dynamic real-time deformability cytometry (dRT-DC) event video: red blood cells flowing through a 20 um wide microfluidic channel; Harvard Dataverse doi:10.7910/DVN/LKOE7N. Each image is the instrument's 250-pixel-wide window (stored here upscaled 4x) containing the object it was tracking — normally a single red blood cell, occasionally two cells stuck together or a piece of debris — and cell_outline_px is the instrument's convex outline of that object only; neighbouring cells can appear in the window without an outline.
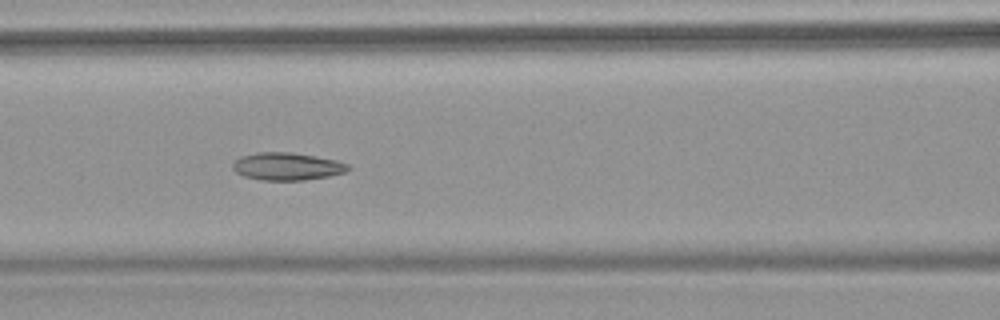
{"species": "common noctule bat (a hibernating species)", "species_latin": "Nyctalus noctula", "temperature_condition": "warm", "stored_images_in_passage": 7, "camera_frame_rate_fps": 3000, "um_per_image_px": 0.085, "animal": {"sex": "female", "body_mass_g": 18.4}, "frame": {"image": 1, "passage_image": 6, "time_ms": 5.667, "image_size_px": [1000, 320], "cell_outline_px": [[352, 168], [344, 172], [328, 176], [304, 180], [260, 180], [244, 176], [236, 172], [232, 168], [232, 164], [240, 156], [256, 152], [292, 152], [316, 156], [336, 160], [348, 164]], "centroid_in_image_um": [24.39, 14.13], "position_along_channel_um": 142.2, "area_um2": 18.61}}
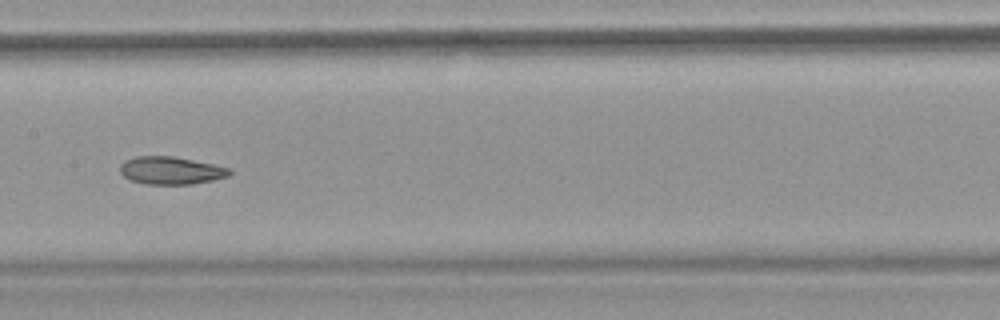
{"frame": {"image": 2, "passage_image": 7, "time_ms": 7.0, "image_size_px": [1000, 320], "cell_outline_px": [[232, 172], [228, 176], [212, 180], [192, 184], [144, 184], [128, 180], [120, 172], [120, 164], [124, 160], [136, 156], [176, 156], [212, 164], [228, 168]], "centroid_in_image_um": [14.47, 14.49], "position_along_channel_um": 192.9, "area_um2": 17.74}}